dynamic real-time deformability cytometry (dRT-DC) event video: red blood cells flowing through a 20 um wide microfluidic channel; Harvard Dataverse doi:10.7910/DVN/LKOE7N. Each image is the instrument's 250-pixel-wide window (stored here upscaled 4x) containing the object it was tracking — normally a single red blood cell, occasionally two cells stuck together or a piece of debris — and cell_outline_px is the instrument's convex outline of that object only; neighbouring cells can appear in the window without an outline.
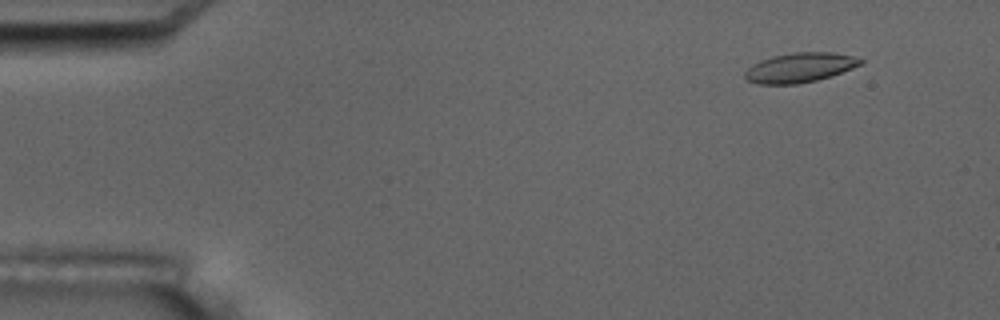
{"species": "common noctule bat (a hibernating species)", "species_latin": "Nyctalus noctula", "temperature_condition": "room temperature", "stored_images_in_passage": 4, "camera_frame_rate_fps": 3000, "um_per_image_px": 0.085, "animal": {"sex": "male", "body_mass_g": 17.5, "forearm_length_mm": 52.3}, "frame": {"image": 1, "passage_image": 2, "time_ms": 1.333, "image_size_px": [1000, 320], "cell_outline_px": [[864, 64], [832, 76], [816, 80], [796, 84], [756, 84], [748, 80], [744, 76], [744, 72], [752, 64], [760, 60], [772, 56], [792, 52], [832, 52], [852, 56], [864, 60]], "centroid_in_image_um": [67.99, 5.74], "position_along_channel_um": 17.0, "area_um2": 20.11}}